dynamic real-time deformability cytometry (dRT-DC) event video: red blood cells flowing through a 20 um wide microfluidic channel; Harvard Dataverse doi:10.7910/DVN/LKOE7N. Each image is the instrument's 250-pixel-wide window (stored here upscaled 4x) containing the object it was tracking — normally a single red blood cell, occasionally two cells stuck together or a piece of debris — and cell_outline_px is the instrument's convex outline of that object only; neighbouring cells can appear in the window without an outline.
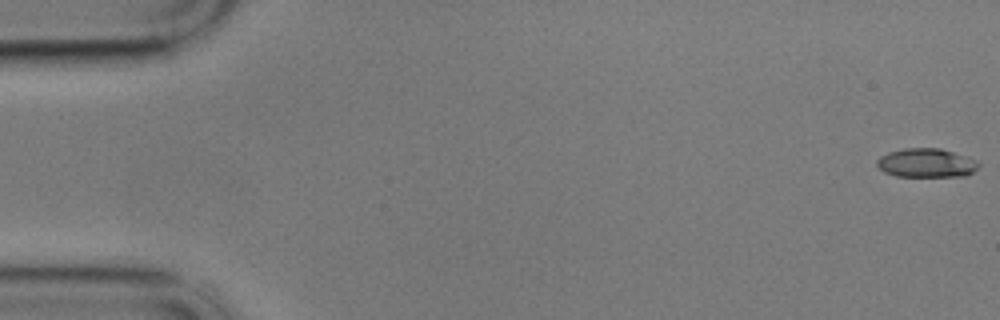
{"species": "common noctule bat (a hibernating species)", "species_latin": "Nyctalus noctula", "temperature_condition": "cold", "stored_images_in_passage": 47, "camera_frame_rate_fps": 3000, "um_per_image_px": 0.085, "animal": {"sex": "male", "body_mass_g": 17.9}, "frame": {"image": 1, "passage_image": 1, "time_ms": 0.0, "image_size_px": [1000, 320], "cell_outline_px": [[980, 164], [968, 176], [896, 176], [884, 172], [876, 164], [876, 160], [880, 156], [888, 152], [904, 148], [940, 148], [976, 160]], "centroid_in_image_um": [78.71, 13.85], "position_along_channel_um": 6.3, "area_um2": 17.05}}
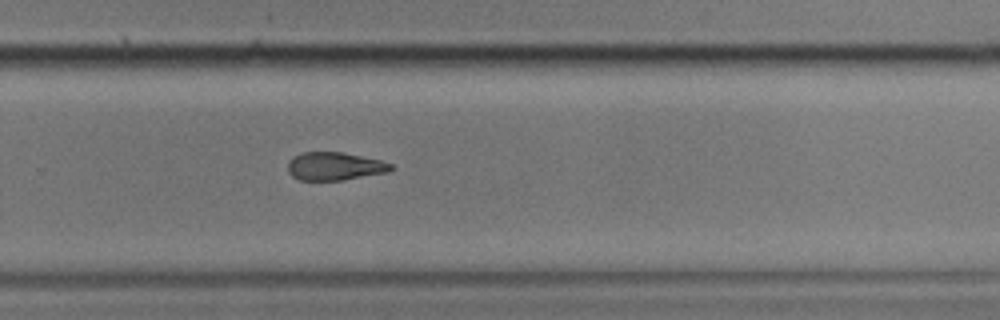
{"frame": {"image": 2, "passage_image": 39, "time_ms": 12.667, "image_size_px": [1000, 320], "cell_outline_px": [[392, 168], [388, 172], [344, 180], [300, 180], [292, 176], [288, 172], [288, 160], [292, 156], [304, 152], [344, 152], [380, 160], [392, 164]], "centroid_in_image_um": [28.42, 14.13], "position_along_channel_um": 301.4, "area_um2": 16.94}}
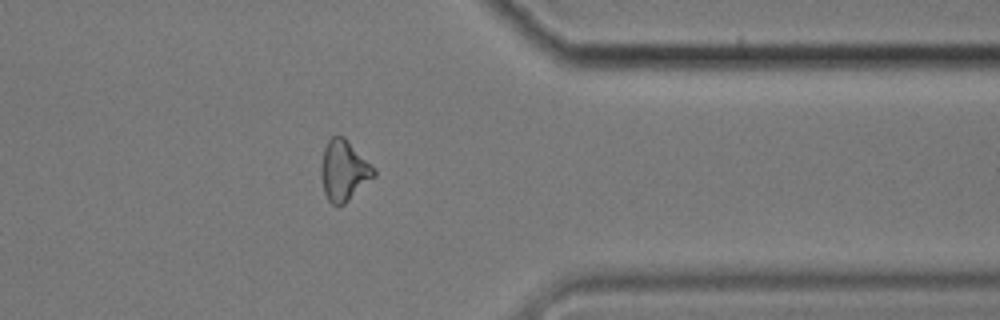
{"frame": {"image": 3, "passage_image": 47, "time_ms": 15.333, "image_size_px": [1000, 320], "cell_outline_px": [[376, 176], [344, 204], [332, 204], [328, 200], [324, 192], [320, 176], [320, 168], [324, 148], [328, 140], [332, 136], [344, 136], [376, 168]], "centroid_in_image_um": [29.24, 14.48], "position_along_channel_um": 382.2, "area_um2": 18.79}, "authors_computed_cell_mechanics": {"area_um2": 17.9758, "velocity_mm_per_s": 3.434, "shape_relaxation_time_tau1_ms": 5.1093, "shape_relaxation_time_tau2_ms": null, "deformation_change_tau1": 0.1537, "deformation_change_tau2": null}}